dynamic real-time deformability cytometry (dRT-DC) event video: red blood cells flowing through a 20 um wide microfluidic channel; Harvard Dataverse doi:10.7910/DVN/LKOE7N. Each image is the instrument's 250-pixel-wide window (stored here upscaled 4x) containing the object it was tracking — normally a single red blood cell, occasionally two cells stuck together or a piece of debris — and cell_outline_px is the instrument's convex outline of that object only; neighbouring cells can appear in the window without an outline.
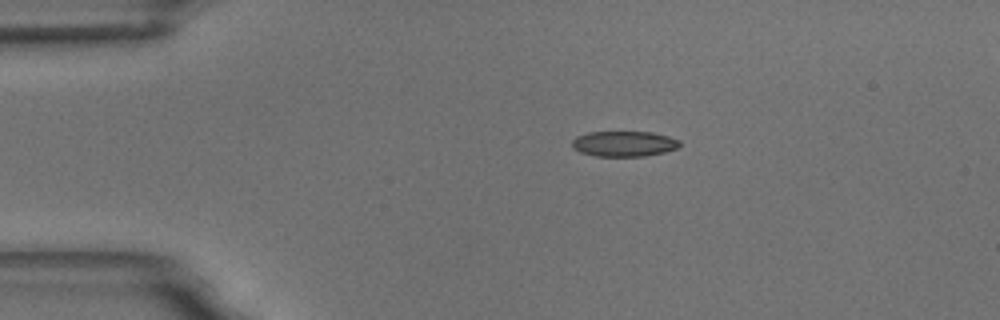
{"species": "common noctule bat (a hibernating species)", "species_latin": "Nyctalus noctula", "temperature_condition": "room temperature", "stored_images_in_passage": 3, "camera_frame_rate_fps": 3000, "um_per_image_px": 0.085, "animal": {"sex": "male", "body_mass_g": 18.8}, "frame": {"image": 1, "passage_image": 1, "time_ms": 0.0, "image_size_px": [1000, 320], "cell_outline_px": [[680, 144], [676, 148], [664, 152], [644, 156], [596, 156], [580, 152], [572, 148], [572, 140], [576, 136], [588, 132], [652, 132], [668, 136], [680, 140]], "centroid_in_image_um": [53.01, 12.21], "position_along_channel_um": 32.0, "area_um2": 15.95}}